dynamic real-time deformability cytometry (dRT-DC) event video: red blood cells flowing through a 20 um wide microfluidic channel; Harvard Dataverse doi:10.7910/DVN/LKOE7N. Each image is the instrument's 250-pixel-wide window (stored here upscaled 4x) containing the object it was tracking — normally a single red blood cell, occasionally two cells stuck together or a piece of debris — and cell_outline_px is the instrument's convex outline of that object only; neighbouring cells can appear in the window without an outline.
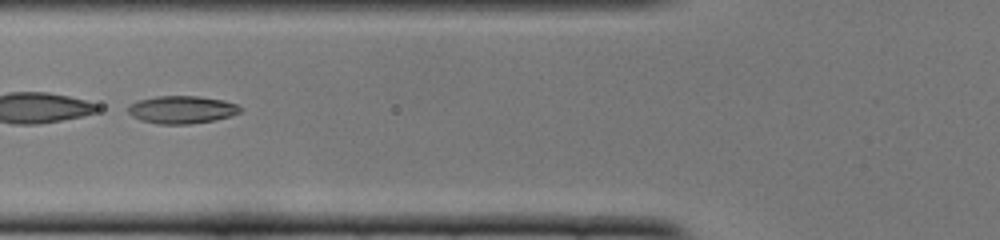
{"species": "common noctule bat (a hibernating species)", "species_latin": "Nyctalus noctula", "temperature_condition": "cold", "stored_images_in_passage": 43, "camera_frame_rate_fps": 3000, "um_per_image_px": 0.085, "animal": {"sex": "female", "body_mass_g": 22.0, "forearm_length_mm": 56.7}, "frame": {"image": 1, "passage_image": 19, "time_ms": 6.0, "image_size_px": [1000, 240], "cell_outline_px": [[240, 112], [228, 116], [212, 120], [188, 124], [156, 124], [140, 120], [132, 116], [128, 112], [128, 108], [132, 104], [140, 100], [156, 96], [196, 96], [220, 100], [236, 104], [240, 108]], "centroid_in_image_um": [15.4, 9.33], "position_along_channel_um": 110.4, "area_um2": 17.69}, "authors_computed_cell_mechanics": {"area_um2": 18.496, "velocity_mm_per_s": 3.9155, "shape_relaxation_time_tau1_ms": null, "shape_relaxation_time_tau2_ms": 1.2603, "deformation_change_tau1": null, "deformation_change_tau2": 0.075}}